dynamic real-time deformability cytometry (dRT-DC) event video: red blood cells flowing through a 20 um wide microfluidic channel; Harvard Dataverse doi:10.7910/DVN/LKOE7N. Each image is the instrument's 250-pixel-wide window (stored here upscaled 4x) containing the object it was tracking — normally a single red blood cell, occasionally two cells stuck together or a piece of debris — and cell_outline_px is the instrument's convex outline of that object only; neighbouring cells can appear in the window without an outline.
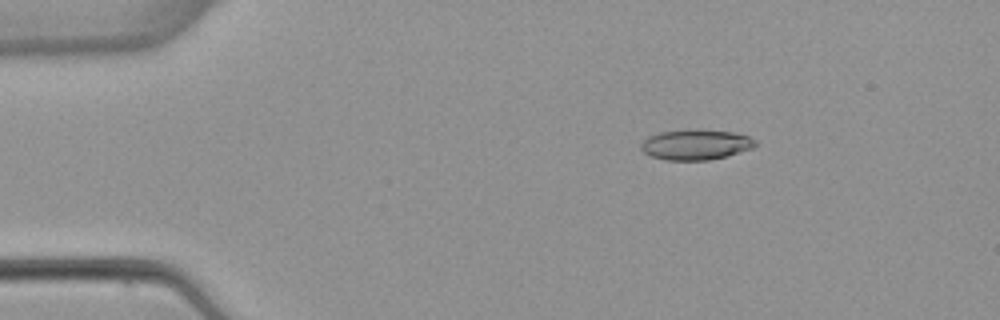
{"species": "common noctule bat (a hibernating species)", "species_latin": "Nyctalus noctula", "temperature_condition": "warm", "stored_images_in_passage": 3, "camera_frame_rate_fps": 3000, "um_per_image_px": 0.085, "animal": {"sex": "female", "body_mass_g": 22.7, "forearm_length_mm": 54.2}, "frame": {"image": 1, "passage_image": 2, "time_ms": 1.667, "image_size_px": [1000, 320], "cell_outline_px": [[756, 144], [752, 148], [724, 156], [708, 160], [664, 160], [652, 156], [644, 152], [640, 148], [640, 144], [648, 136], [660, 132], [692, 128], [700, 128], [736, 132], [748, 136], [756, 140]], "centroid_in_image_um": [59.12, 12.26], "position_along_channel_um": 25.9, "area_um2": 20.46}}